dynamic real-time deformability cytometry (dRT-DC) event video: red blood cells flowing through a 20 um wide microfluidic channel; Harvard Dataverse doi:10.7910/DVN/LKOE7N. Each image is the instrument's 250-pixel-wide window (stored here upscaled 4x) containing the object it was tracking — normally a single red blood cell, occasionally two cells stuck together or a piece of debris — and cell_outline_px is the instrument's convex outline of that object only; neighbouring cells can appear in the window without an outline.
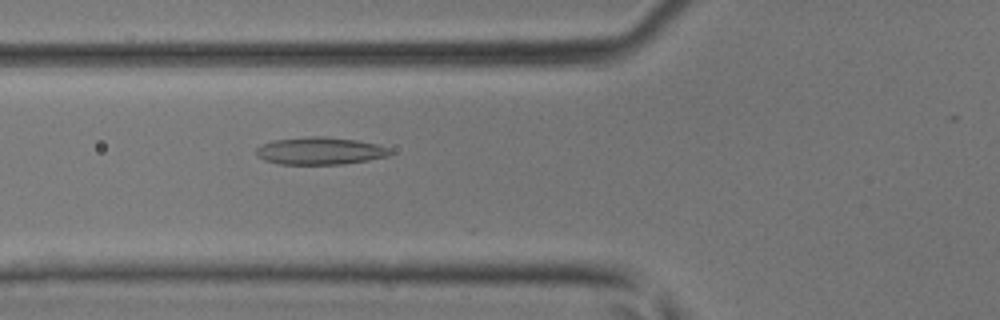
{"species": "common noctule bat (a hibernating species)", "species_latin": "Nyctalus noctula", "temperature_condition": "room temperature", "stored_images_in_passage": 45, "camera_frame_rate_fps": 3000, "um_per_image_px": 0.085, "animal": {"sex": "male", "body_mass_g": 17.9, "forearm_length_mm": 54.2}, "frame": {"image": 1, "passage_image": 17, "time_ms": 5.333, "image_size_px": [1000, 320], "cell_outline_px": [[392, 152], [388, 156], [368, 160], [340, 164], [280, 164], [264, 160], [256, 156], [256, 148], [260, 144], [272, 140], [308, 136], [324, 136], [360, 140], [376, 144], [388, 148]], "centroid_in_image_um": [27.16, 12.81], "position_along_channel_um": 98.6, "area_um2": 21.56}}
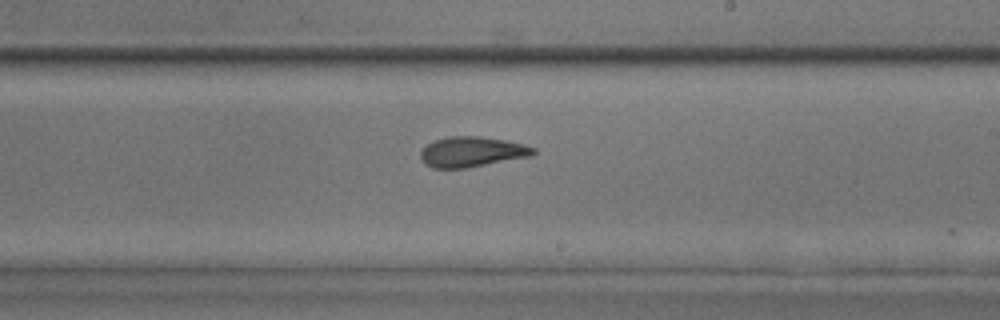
{"frame": {"image": 2, "passage_image": 27, "time_ms": 8.667, "image_size_px": [1000, 320], "cell_outline_px": [[536, 156], [464, 168], [432, 168], [424, 164], [420, 156], [420, 152], [428, 144], [436, 140], [448, 136], [480, 136], [504, 140], [524, 144], [536, 148]], "centroid_in_image_um": [40.16, 12.91], "position_along_channel_um": 248.8, "area_um2": 20.06}}
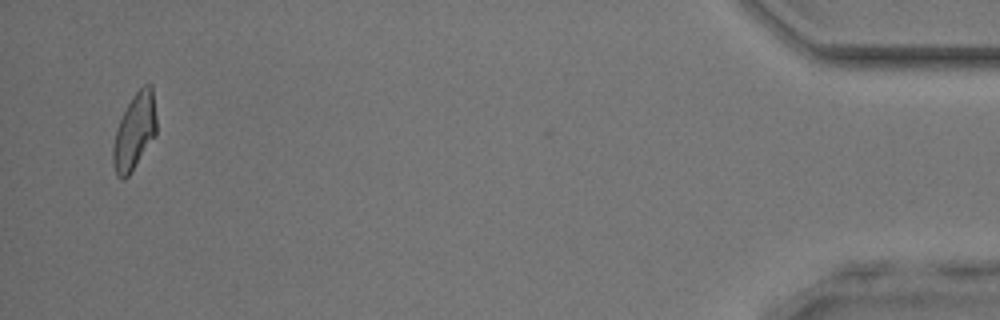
{"frame": {"image": 3, "passage_image": 44, "time_ms": 14.333, "image_size_px": [1000, 320], "cell_outline_px": [[156, 136], [128, 176], [124, 180], [116, 176], [112, 164], [112, 148], [116, 128], [132, 96], [144, 84], [152, 84], [156, 116]], "centroid_in_image_um": [11.43, 11.2], "position_along_channel_um": 423.8, "area_um2": 19.42}}